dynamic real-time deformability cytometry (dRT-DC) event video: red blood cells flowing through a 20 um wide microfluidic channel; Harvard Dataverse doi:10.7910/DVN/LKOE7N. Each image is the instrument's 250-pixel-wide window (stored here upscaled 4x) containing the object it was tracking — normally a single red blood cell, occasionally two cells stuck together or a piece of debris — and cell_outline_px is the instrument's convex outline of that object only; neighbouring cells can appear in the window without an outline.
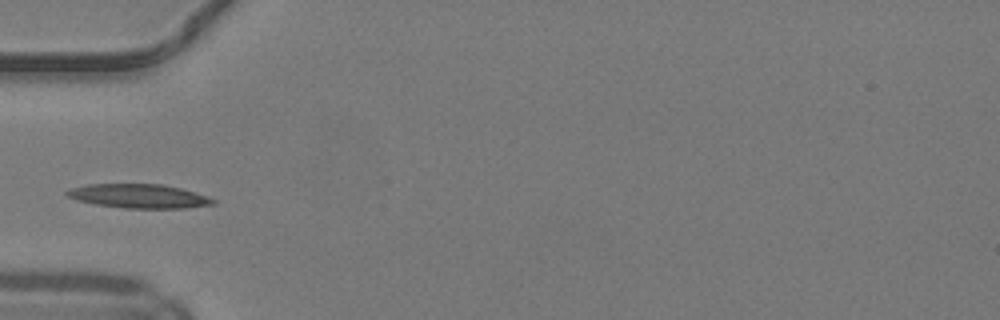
{"species": "common noctule bat (a hibernating species)", "species_latin": "Nyctalus noctula", "temperature_condition": "warm", "stored_images_in_passage": 34, "camera_frame_rate_fps": 3000, "um_per_image_px": 0.085, "animal": {"sex": "male", "body_mass_g": 19.2, "forearm_length_mm": 51.8}, "frame": {"image": 1, "passage_image": 1, "time_ms": 0.0, "image_size_px": [1000, 320], "cell_outline_px": [[216, 204], [184, 208], [124, 208], [96, 204], [76, 200], [68, 196], [64, 192], [68, 188], [88, 184], [160, 184], [180, 188], [216, 200]], "centroid_in_image_um": [11.74, 16.67], "position_along_channel_um": 73.3, "area_um2": 20.29}}
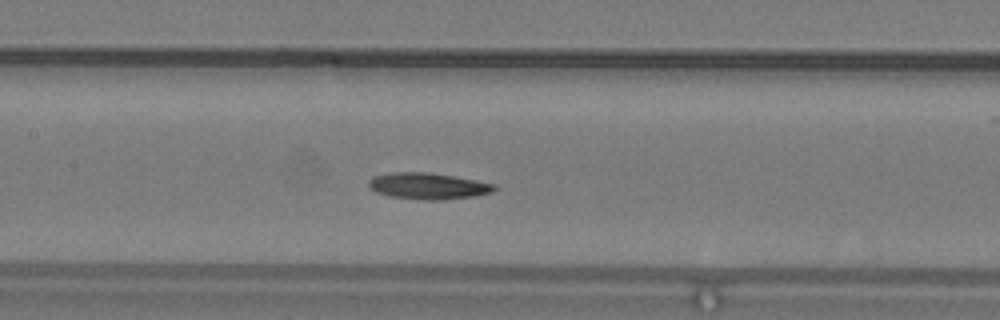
{"frame": {"image": 2, "passage_image": 8, "time_ms": 2.333, "image_size_px": [1000, 320], "cell_outline_px": [[496, 188], [492, 192], [476, 196], [444, 200], [424, 200], [388, 196], [376, 192], [368, 188], [368, 180], [372, 176], [392, 172], [428, 172], [476, 180], [496, 184]], "centroid_in_image_um": [36.36, 15.81], "position_along_channel_um": 171.0, "area_um2": 19.54}}
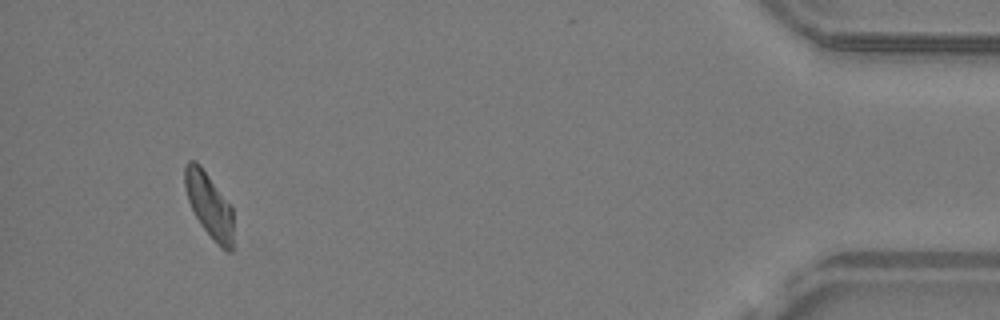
{"frame": {"image": 3, "passage_image": 31, "time_ms": 10.0, "image_size_px": [1000, 320], "cell_outline_px": [[232, 252], [228, 252], [220, 248], [216, 244], [200, 224], [188, 200], [184, 188], [184, 164], [188, 160], [196, 160], [200, 164], [232, 208]], "centroid_in_image_um": [17.74, 17.42], "position_along_channel_um": 417.5, "area_um2": 18.26}}